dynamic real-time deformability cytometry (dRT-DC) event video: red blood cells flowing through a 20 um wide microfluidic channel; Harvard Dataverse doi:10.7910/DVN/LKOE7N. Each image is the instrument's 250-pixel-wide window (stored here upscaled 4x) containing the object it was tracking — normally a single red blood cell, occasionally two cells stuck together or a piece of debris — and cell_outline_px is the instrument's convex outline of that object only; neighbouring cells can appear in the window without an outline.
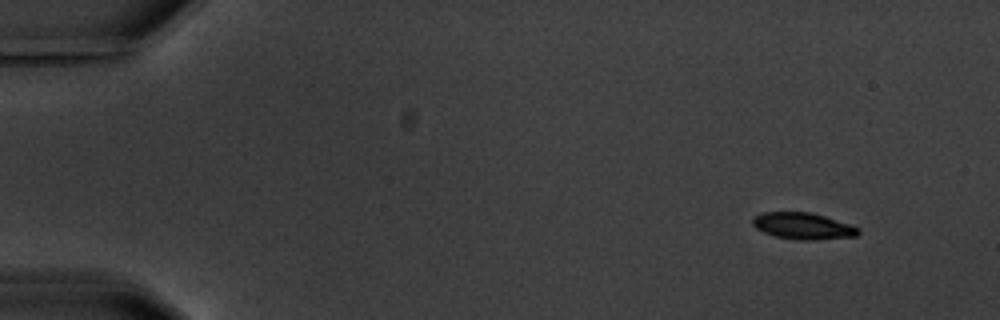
{"species": "common noctule bat (a hibernating species)", "species_latin": "Nyctalus noctula", "temperature_condition": "warm", "stored_images_in_passage": 4, "camera_frame_rate_fps": 3000, "um_per_image_px": 0.085, "animal": {"sex": "male", "body_mass_g": 20.1, "forearm_length_mm": 53.5}, "frame": {"image": 1, "passage_image": 1, "time_ms": 0.0, "image_size_px": [1000, 320], "cell_outline_px": [[860, 232], [856, 236], [816, 240], [800, 240], [776, 236], [764, 232], [756, 228], [752, 224], [752, 220], [756, 216], [764, 212], [812, 212], [852, 224], [860, 228]], "centroid_in_image_um": [68.31, 19.21], "position_along_channel_um": 16.7, "area_um2": 16.42}}
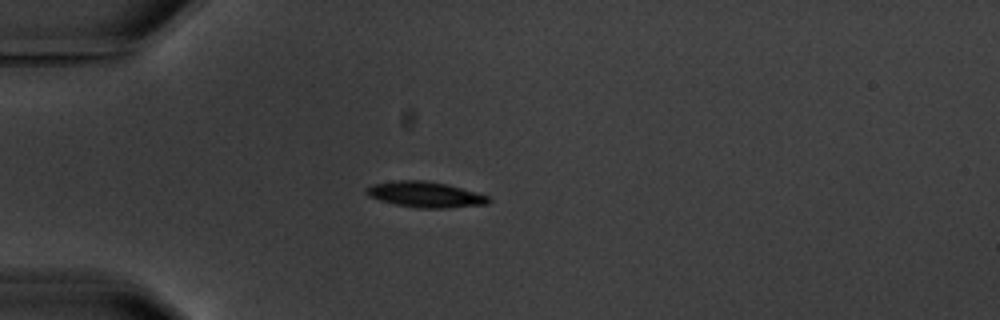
{"frame": {"image": 2, "passage_image": 4, "time_ms": 3.667, "image_size_px": [1000, 320], "cell_outline_px": [[492, 200], [488, 204], [444, 208], [416, 208], [396, 204], [380, 200], [368, 196], [364, 192], [364, 188], [372, 184], [396, 180], [424, 180], [448, 184], [476, 192], [488, 196]], "centroid_in_image_um": [36.13, 16.52], "position_along_channel_um": 48.9, "area_um2": 18.44}}